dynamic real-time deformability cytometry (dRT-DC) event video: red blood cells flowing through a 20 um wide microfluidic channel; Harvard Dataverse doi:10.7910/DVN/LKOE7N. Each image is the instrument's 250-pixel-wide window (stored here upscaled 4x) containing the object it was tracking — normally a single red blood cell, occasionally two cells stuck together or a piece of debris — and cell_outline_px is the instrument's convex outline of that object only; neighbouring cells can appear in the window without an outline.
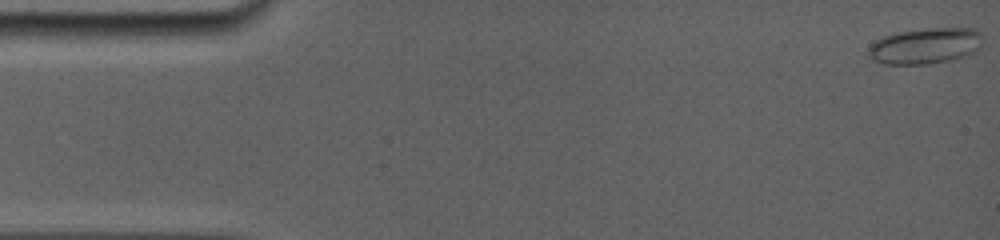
{"species": "common noctule bat (a hibernating species)", "species_latin": "Nyctalus noctula", "temperature_condition": "room temperature", "stored_images_in_passage": 41, "camera_frame_rate_fps": 5000, "um_per_image_px": 0.085, "animal": {"sex": "female", "body_mass_g": 19.0, "forearm_length_mm": 56.7}, "frame": {"image": 1, "passage_image": 1, "time_ms": 0.0, "image_size_px": [1000, 240], "cell_outline_px": [[984, 36], [980, 48], [976, 52], [952, 60], [928, 64], [884, 64], [868, 56], [868, 48], [876, 40], [884, 36], [896, 32], [928, 28], [976, 28]], "centroid_in_image_um": [78.7, 3.89], "position_along_channel_um": 6.3, "area_um2": 24.22}}
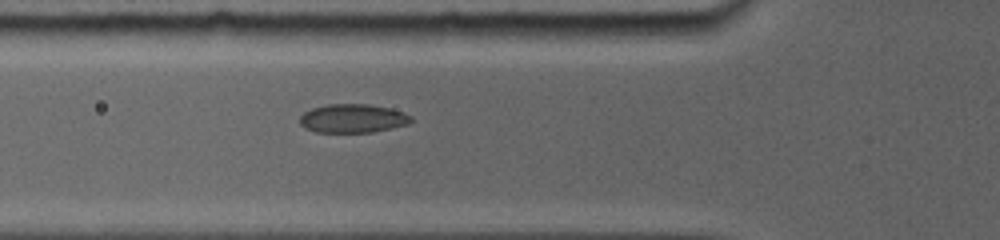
{"frame": {"image": 2, "passage_image": 25, "time_ms": 5.6, "image_size_px": [1000, 240], "cell_outline_px": [[412, 120], [408, 124], [392, 128], [372, 132], [316, 132], [304, 128], [300, 124], [300, 116], [304, 112], [312, 108], [328, 104], [368, 104], [392, 108], [404, 112], [412, 116]], "centroid_in_image_um": [30.0, 10.06], "position_along_channel_um": 95.8, "area_um2": 18.73}}
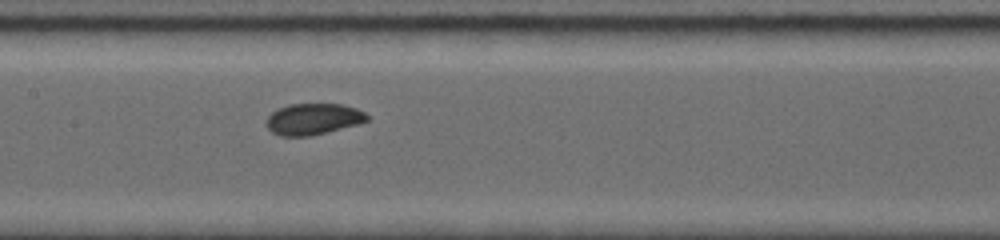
{"frame": {"image": 3, "passage_image": 40, "time_ms": 7.8, "image_size_px": [1000, 240], "cell_outline_px": [[368, 120], [356, 124], [312, 136], [280, 136], [272, 132], [264, 124], [264, 120], [276, 108], [292, 104], [340, 104], [356, 108], [364, 112], [368, 116]], "centroid_in_image_um": [26.55, 10.12], "position_along_channel_um": 180.8, "area_um2": 18.38}}